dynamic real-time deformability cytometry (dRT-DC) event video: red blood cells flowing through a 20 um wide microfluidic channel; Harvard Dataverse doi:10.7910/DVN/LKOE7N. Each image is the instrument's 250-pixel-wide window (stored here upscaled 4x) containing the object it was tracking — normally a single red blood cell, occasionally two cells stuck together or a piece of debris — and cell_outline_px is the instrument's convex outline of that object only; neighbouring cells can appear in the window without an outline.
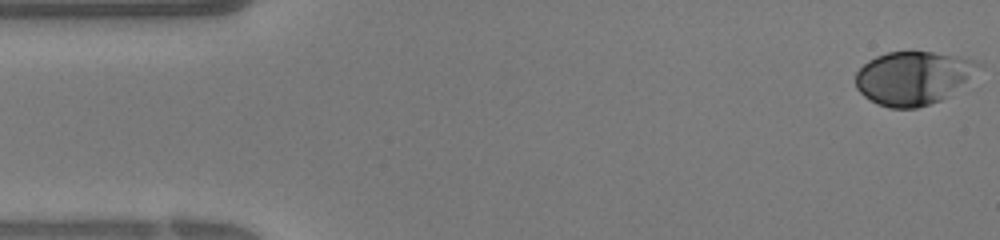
{"species": "human", "species_latin": "Homo sapiens", "temperature_condition": "warm", "stored_images_in_passage": 39, "camera_frame_rate_fps": 3000, "um_per_image_px": 0.085, "donor": {"sex": "female"}, "frame": {"image": 1, "passage_image": 1, "time_ms": 0.0, "image_size_px": [1000, 240], "cell_outline_px": [[984, 68], [948, 96], [940, 100], [916, 108], [888, 108], [876, 104], [864, 96], [856, 88], [856, 72], [868, 60], [876, 56], [888, 52], [932, 52], [956, 56], [976, 60], [984, 64]], "centroid_in_image_um": [77.65, 6.62], "position_along_channel_um": 7.3, "area_um2": 38.44}}
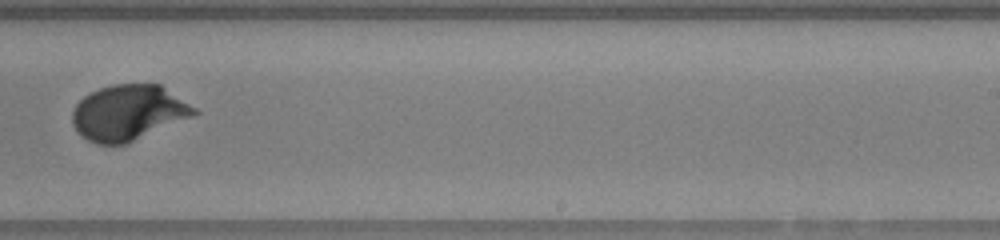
{"frame": {"image": 2, "passage_image": 24, "time_ms": 7.667, "image_size_px": [1000, 240], "cell_outline_px": [[200, 112], [192, 116], [128, 144], [96, 144], [88, 140], [76, 132], [72, 124], [72, 112], [76, 104], [84, 96], [100, 88], [112, 84], [160, 84], [196, 108]], "centroid_in_image_um": [10.89, 9.59], "position_along_channel_um": 278.1, "area_um2": 39.42}}
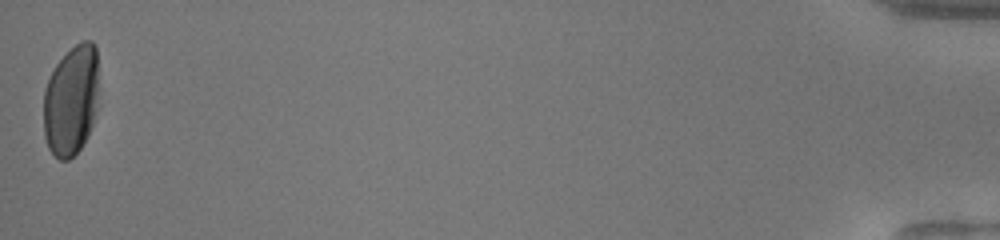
{"frame": {"image": 3, "passage_image": 39, "time_ms": 12.667, "image_size_px": [1000, 240], "cell_outline_px": [[96, 108], [92, 124], [88, 136], [80, 148], [68, 160], [60, 160], [48, 148], [44, 136], [44, 88], [56, 64], [76, 44], [84, 40], [92, 40], [96, 48]], "centroid_in_image_um": [6.02, 8.56], "position_along_channel_um": 429.2, "area_um2": 34.97}}